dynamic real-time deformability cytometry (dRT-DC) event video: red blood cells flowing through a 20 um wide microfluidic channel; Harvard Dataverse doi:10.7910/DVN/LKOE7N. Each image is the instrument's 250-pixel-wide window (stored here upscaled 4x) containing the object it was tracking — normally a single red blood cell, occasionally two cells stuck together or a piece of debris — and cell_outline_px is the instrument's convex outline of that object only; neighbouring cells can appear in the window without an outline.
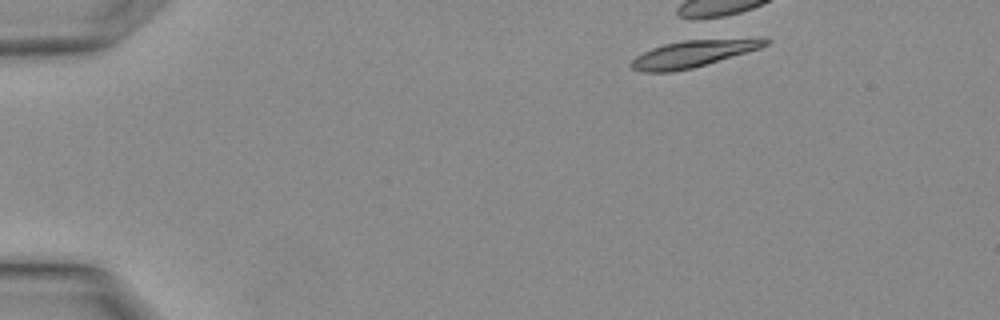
{"species": "Egyptian fruit bat (a non-hibernating species)", "species_latin": "Rousettus aegyptiacus", "temperature_condition": "warm", "stored_images_in_passage": 3, "camera_frame_rate_fps": 3000, "um_per_image_px": 0.085, "animal": {"sex": "female"}, "frame": {"image": 1, "passage_image": 1, "time_ms": 0.0, "image_size_px": [1000, 320], "cell_outline_px": [[772, 40], [768, 44], [760, 48], [692, 68], [672, 72], [640, 72], [632, 68], [628, 64], [636, 56], [652, 48], [664, 44], [684, 40], [756, 36], [764, 36]], "centroid_in_image_um": [59.01, 4.52], "position_along_channel_um": 26.0, "area_um2": 21.5}}
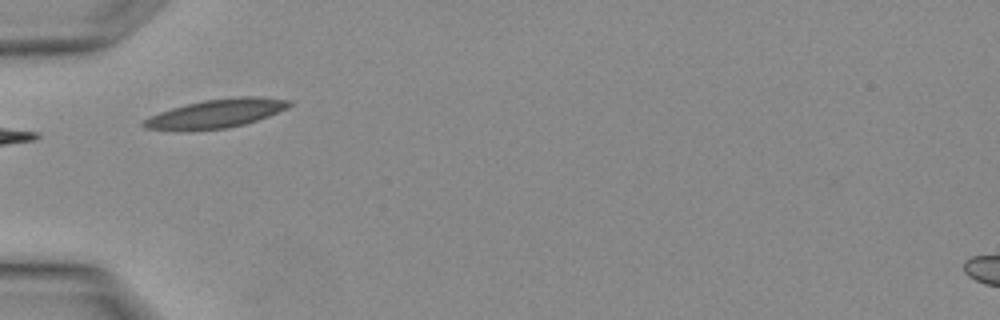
{"frame": {"image": 2, "passage_image": 3, "time_ms": 0.667, "image_size_px": [1000, 320], "cell_outline_px": [[292, 104], [288, 108], [268, 116], [244, 124], [228, 128], [192, 132], [176, 132], [144, 128], [140, 124], [148, 116], [172, 108], [204, 100], [240, 96], [260, 96], [292, 100]], "centroid_in_image_um": [18.32, 9.68], "position_along_channel_um": 66.7, "area_um2": 24.97}}